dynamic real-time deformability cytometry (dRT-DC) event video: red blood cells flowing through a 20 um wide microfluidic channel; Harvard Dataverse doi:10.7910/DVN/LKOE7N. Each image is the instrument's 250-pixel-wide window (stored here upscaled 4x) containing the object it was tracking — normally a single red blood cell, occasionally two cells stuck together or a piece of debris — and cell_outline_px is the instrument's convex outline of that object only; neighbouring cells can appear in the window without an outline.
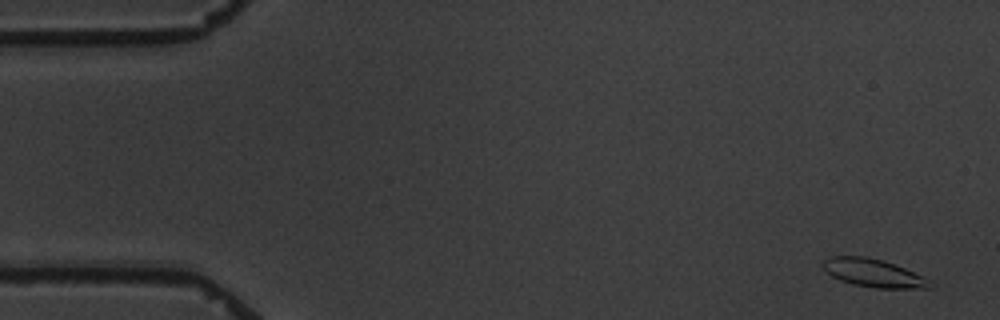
{"species": "common noctule bat (a hibernating species)", "species_latin": "Nyctalus noctula", "temperature_condition": "warm", "stored_images_in_passage": 4, "camera_frame_rate_fps": 3000, "um_per_image_px": 0.085, "animal": {"sex": "male", "body_mass_g": 19.5, "forearm_length_mm": 54.6}, "frame": {"image": 1, "passage_image": 1, "time_ms": 0.0, "image_size_px": [1000, 320], "cell_outline_px": [[928, 288], [876, 288], [852, 284], [840, 280], [832, 276], [820, 264], [820, 260], [832, 256], [868, 256], [884, 260], [924, 276]], "centroid_in_image_um": [74.13, 23.17], "position_along_channel_um": 10.9, "area_um2": 17.34}}